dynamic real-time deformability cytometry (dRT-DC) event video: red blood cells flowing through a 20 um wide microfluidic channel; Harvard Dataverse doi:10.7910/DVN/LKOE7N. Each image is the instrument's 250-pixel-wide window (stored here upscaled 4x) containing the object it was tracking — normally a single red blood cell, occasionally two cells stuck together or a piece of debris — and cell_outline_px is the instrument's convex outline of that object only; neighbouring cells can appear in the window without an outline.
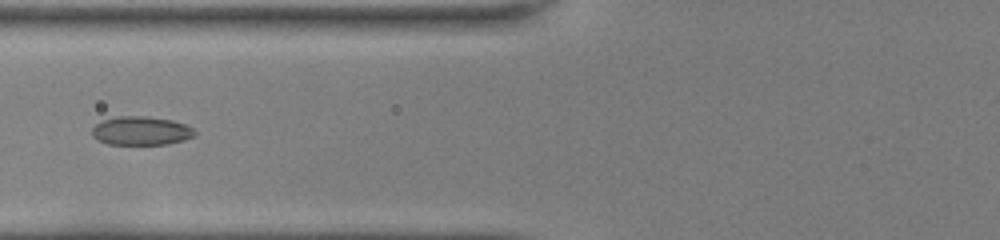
{"species": "common noctule bat (a hibernating species)", "species_latin": "Nyctalus noctula", "temperature_condition": "room temperature", "stored_images_in_passage": 37, "camera_frame_rate_fps": 3000, "um_per_image_px": 0.085, "animal": {"sex": "female", "body_mass_g": 22.0, "forearm_length_mm": 56.7}, "frame": {"image": 1, "passage_image": 8, "time_ms": 2.333, "image_size_px": [1000, 240], "cell_outline_px": [[196, 132], [192, 136], [184, 140], [168, 144], [108, 144], [96, 140], [92, 136], [92, 128], [96, 124], [104, 120], [116, 116], [148, 116], [172, 120], [184, 124], [192, 128]], "centroid_in_image_um": [11.96, 11.12], "position_along_channel_um": 113.8, "area_um2": 17.17}}
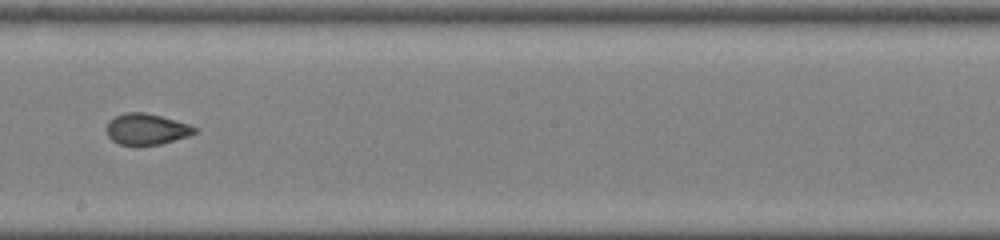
{"frame": {"image": 2, "passage_image": 17, "time_ms": 5.333, "image_size_px": [1000, 240], "cell_outline_px": [[200, 132], [188, 136], [160, 144], [120, 144], [112, 140], [108, 136], [108, 120], [124, 112], [144, 112], [160, 116], [188, 124], [200, 128]], "centroid_in_image_um": [12.5, 10.96], "position_along_channel_um": 235.7, "area_um2": 15.78}}
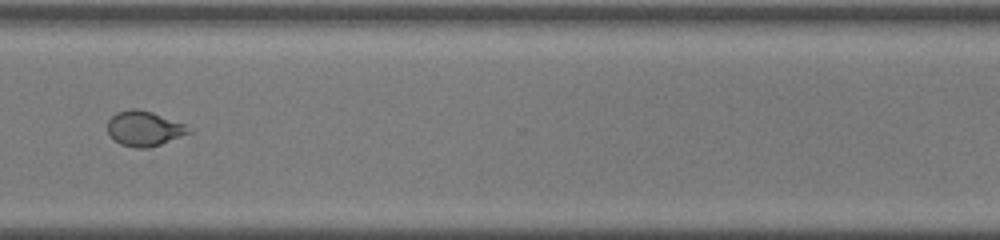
{"frame": {"image": 3, "passage_image": 26, "time_ms": 8.333, "image_size_px": [1000, 240], "cell_outline_px": [[192, 132], [160, 144], [148, 148], [136, 148], [120, 144], [108, 132], [108, 120], [116, 112], [132, 108], [136, 108], [152, 112], [184, 124], [192, 128]], "centroid_in_image_um": [12.26, 10.92], "position_along_channel_um": 358.3, "area_um2": 16.42}, "authors_computed_cell_mechanics": {"area_um2": 16.762, "velocity_mm_per_s": 4.0747, "shape_relaxation_time_tau1_ms": null, "shape_relaxation_time_tau2_ms": 0.8461, "deformation_change_tau1": null, "deformation_change_tau2": 0.0616}}